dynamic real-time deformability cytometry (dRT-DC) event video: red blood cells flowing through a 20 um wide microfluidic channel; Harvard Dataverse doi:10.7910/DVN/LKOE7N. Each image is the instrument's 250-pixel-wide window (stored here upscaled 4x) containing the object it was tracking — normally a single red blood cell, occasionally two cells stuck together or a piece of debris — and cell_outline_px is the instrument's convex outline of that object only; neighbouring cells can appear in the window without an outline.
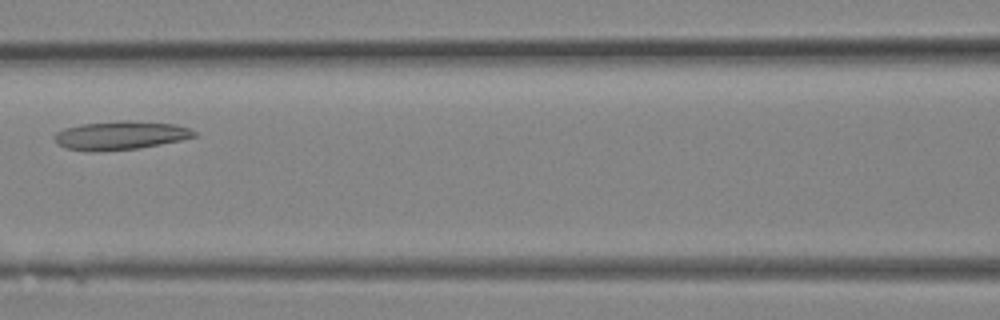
{"species": "Egyptian fruit bat (a non-hibernating species)", "species_latin": "Rousettus aegyptiacus", "temperature_condition": "room temperature", "stored_images_in_passage": 10, "segment_of_instrument_passage": [2, 2], "camera_frame_rate_fps": 3000, "um_per_image_px": 0.085, "animal": {"sex": "female"}, "frame": {"image": 1, "passage_image": 9, "time_ms": 2.667, "image_size_px": [1000, 320], "cell_outline_px": [[196, 136], [180, 140], [140, 148], [92, 152], [88, 152], [64, 148], [52, 136], [56, 132], [64, 128], [80, 124], [116, 120], [128, 120], [176, 124], [188, 128], [196, 132]], "centroid_in_image_um": [10.2, 11.5], "position_along_channel_um": 156.4, "area_um2": 23.47}}